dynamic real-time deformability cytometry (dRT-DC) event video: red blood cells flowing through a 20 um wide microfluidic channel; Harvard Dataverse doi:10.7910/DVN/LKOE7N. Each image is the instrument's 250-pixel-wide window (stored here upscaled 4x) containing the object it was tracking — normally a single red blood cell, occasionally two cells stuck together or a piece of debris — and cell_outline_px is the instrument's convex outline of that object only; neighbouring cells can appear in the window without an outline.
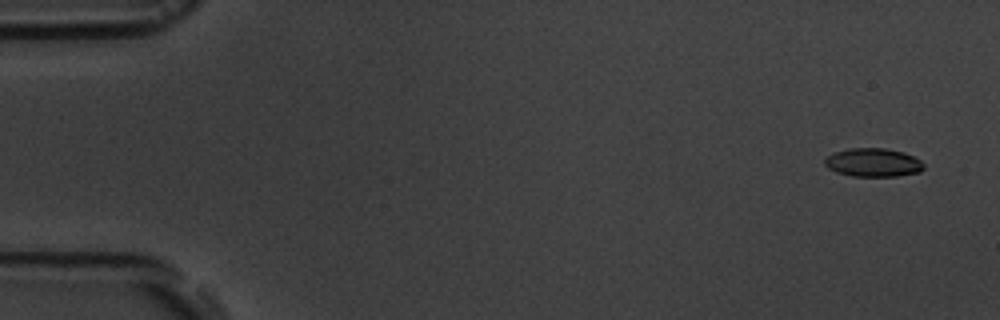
{"species": "common noctule bat (a hibernating species)", "species_latin": "Nyctalus noctula", "temperature_condition": "room temperature", "stored_images_in_passage": 5, "camera_frame_rate_fps": 3000, "um_per_image_px": 0.085, "animal": {"sex": "male", "body_mass_g": 19.5, "forearm_length_mm": 54.6}, "frame": {"image": 1, "passage_image": 1, "time_ms": 0.0, "image_size_px": [1000, 320], "cell_outline_px": [[924, 168], [920, 172], [896, 176], [852, 176], [836, 172], [828, 168], [824, 164], [824, 160], [832, 152], [848, 148], [884, 148], [904, 152], [920, 160], [924, 164]], "centroid_in_image_um": [74.2, 13.81], "position_along_channel_um": 10.8, "area_um2": 16.53}}